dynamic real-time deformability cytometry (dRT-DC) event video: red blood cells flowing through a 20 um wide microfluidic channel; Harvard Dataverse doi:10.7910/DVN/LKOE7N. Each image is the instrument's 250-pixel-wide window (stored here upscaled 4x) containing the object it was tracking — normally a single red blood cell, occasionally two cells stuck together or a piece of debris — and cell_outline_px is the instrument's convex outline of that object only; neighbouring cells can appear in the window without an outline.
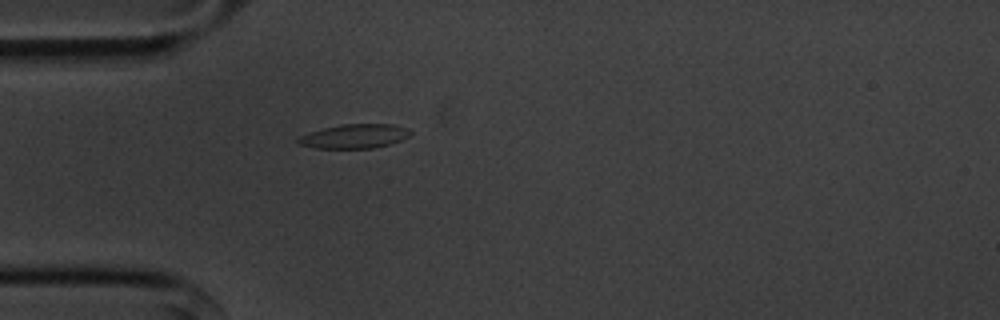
{"species": "common noctule bat (a hibernating species)", "species_latin": "Nyctalus noctula", "temperature_condition": "cold", "stored_images_in_passage": 41, "camera_frame_rate_fps": 3000, "um_per_image_px": 0.085, "animal": {"sex": "male", "body_mass_g": 20.1, "forearm_length_mm": 53.5}, "frame": {"image": 1, "passage_image": 1, "time_ms": 0.0, "image_size_px": [1000, 320], "cell_outline_px": [[412, 132], [408, 136], [400, 140], [388, 144], [372, 148], [316, 148], [296, 144], [296, 140], [300, 136], [308, 132], [340, 124], [392, 124], [408, 128]], "centroid_in_image_um": [30.08, 11.57], "position_along_channel_um": 54.9, "area_um2": 15.78}}
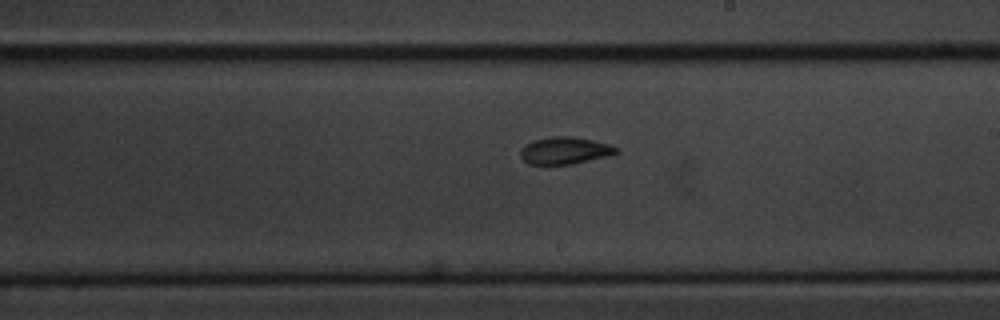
{"frame": {"image": 2, "passage_image": 17, "time_ms": 5.333, "image_size_px": [1000, 320], "cell_outline_px": [[620, 152], [608, 156], [572, 164], [528, 164], [520, 156], [520, 148], [524, 144], [532, 140], [548, 136], [572, 136], [592, 140], [608, 144], [616, 148]], "centroid_in_image_um": [47.96, 12.79], "position_along_channel_um": 241.0, "area_um2": 15.26}}
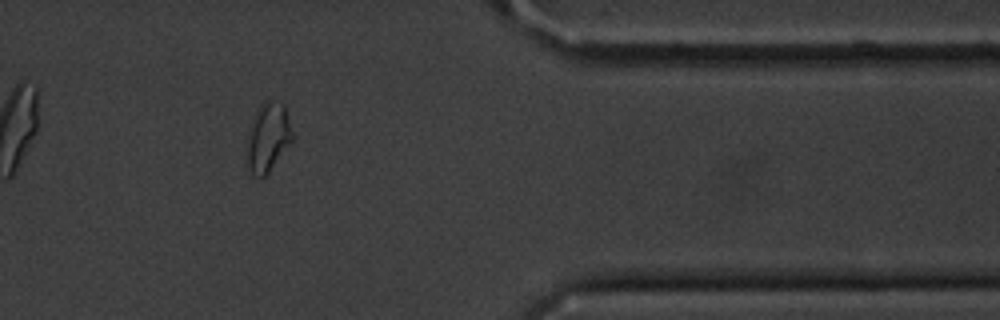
{"frame": {"image": 3, "passage_image": 31, "time_ms": 10.0, "image_size_px": [1000, 320], "cell_outline_px": [[292, 140], [268, 172], [264, 176], [252, 176], [248, 168], [248, 144], [256, 112], [260, 104], [264, 100], [272, 100], [284, 104], [292, 132]], "centroid_in_image_um": [22.8, 11.66], "position_along_channel_um": 388.6, "area_um2": 17.4}, "authors_computed_cell_mechanics": {"area_um2": 15.6638, "velocity_mm_per_s": 3.5875, "shape_relaxation_time_tau1_ms": 4.7607, "shape_relaxation_time_tau2_ms": 3.9821, "deformation_change_tau1": 0.1129, "deformation_change_tau2": 0.085}}